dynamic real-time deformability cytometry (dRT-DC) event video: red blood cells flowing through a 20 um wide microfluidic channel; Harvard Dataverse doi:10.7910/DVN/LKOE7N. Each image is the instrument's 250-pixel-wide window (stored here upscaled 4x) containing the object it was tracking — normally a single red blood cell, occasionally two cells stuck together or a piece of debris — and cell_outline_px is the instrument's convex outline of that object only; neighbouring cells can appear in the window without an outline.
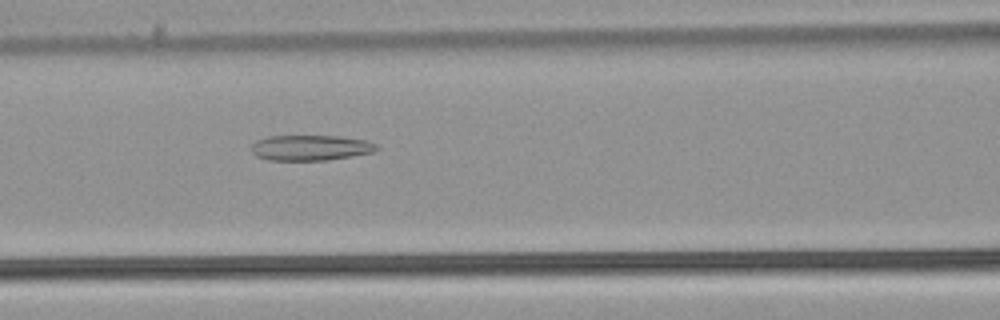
{"species": "common noctule bat (a hibernating species)", "species_latin": "Nyctalus noctula", "temperature_condition": "warm", "stored_images_in_passage": 42, "camera_frame_rate_fps": 3000, "um_per_image_px": 0.085, "animal": {"sex": "male", "body_mass_g": 21.5, "forearm_length_mm": 52.0}, "frame": {"image": 1, "passage_image": 13, "time_ms": 4.0, "image_size_px": [1000, 320], "cell_outline_px": [[380, 148], [372, 152], [352, 156], [324, 160], [268, 160], [256, 156], [252, 152], [252, 144], [256, 140], [268, 136], [340, 136], [368, 140], [376, 144]], "centroid_in_image_um": [26.4, 12.55], "position_along_channel_um": 140.2, "area_um2": 18.61}}
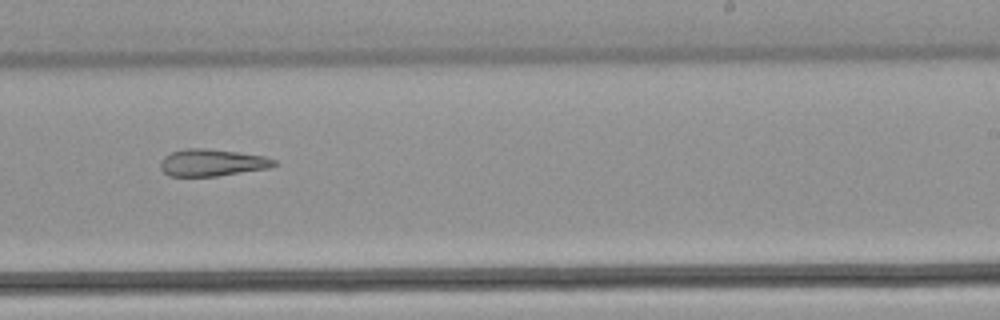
{"frame": {"image": 2, "passage_image": 23, "time_ms": 7.333, "image_size_px": [1000, 320], "cell_outline_px": [[276, 164], [268, 168], [216, 176], [168, 176], [160, 168], [160, 160], [164, 156], [172, 152], [184, 148], [204, 148], [236, 152], [264, 156], [276, 160]], "centroid_in_image_um": [17.98, 13.82], "position_along_channel_um": 271.0, "area_um2": 17.8}}
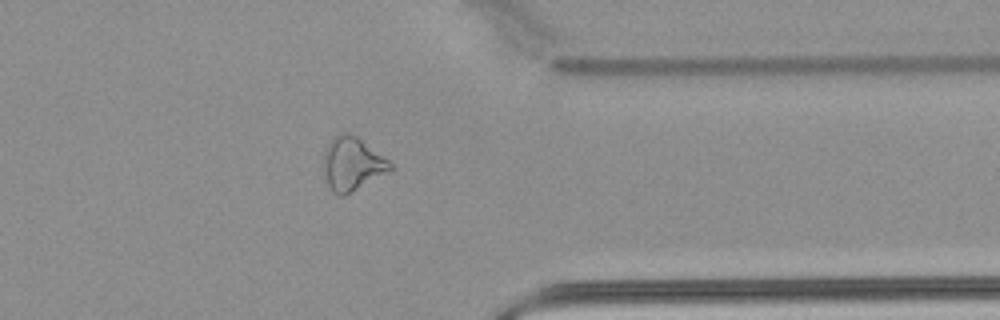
{"frame": {"image": 3, "passage_image": 32, "time_ms": 10.333, "image_size_px": [1000, 320], "cell_outline_px": [[396, 168], [392, 172], [344, 196], [340, 196], [332, 192], [324, 180], [324, 152], [328, 144], [340, 132], [348, 132], [356, 136], [388, 160]], "centroid_in_image_um": [29.96, 13.98], "position_along_channel_um": 381.4, "area_um2": 21.04}}